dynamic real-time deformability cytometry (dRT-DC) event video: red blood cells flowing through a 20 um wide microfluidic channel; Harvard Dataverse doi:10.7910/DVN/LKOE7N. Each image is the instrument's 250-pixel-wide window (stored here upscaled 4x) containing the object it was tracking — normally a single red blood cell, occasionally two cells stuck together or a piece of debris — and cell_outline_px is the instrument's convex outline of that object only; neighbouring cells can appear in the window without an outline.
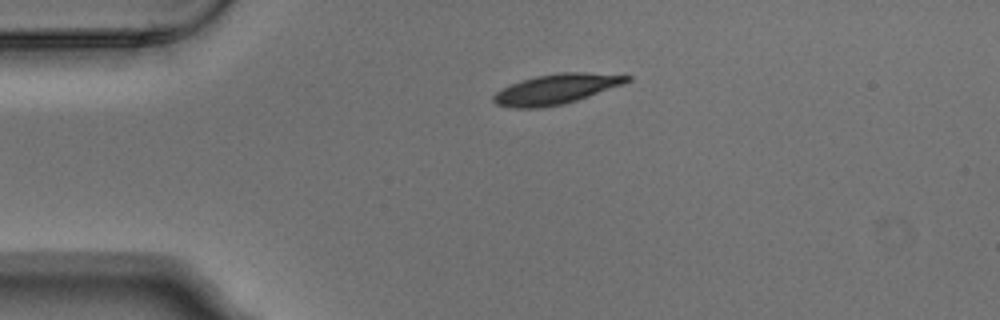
{"species": "Egyptian fruit bat (a non-hibernating species)", "species_latin": "Rousettus aegyptiacus", "temperature_condition": "warm", "stored_images_in_passage": 2, "camera_frame_rate_fps": 3000, "um_per_image_px": 0.085, "animal": {"sex": "male"}, "frame": {"image": 1, "passage_image": 1, "time_ms": 0.0, "image_size_px": [1000, 320], "cell_outline_px": [[632, 80], [624, 84], [564, 104], [540, 108], [508, 108], [496, 104], [492, 100], [492, 96], [496, 92], [520, 80], [536, 76], [560, 72], [584, 72], [632, 76]], "centroid_in_image_um": [47.26, 7.58], "position_along_channel_um": 37.7, "area_um2": 23.35}}